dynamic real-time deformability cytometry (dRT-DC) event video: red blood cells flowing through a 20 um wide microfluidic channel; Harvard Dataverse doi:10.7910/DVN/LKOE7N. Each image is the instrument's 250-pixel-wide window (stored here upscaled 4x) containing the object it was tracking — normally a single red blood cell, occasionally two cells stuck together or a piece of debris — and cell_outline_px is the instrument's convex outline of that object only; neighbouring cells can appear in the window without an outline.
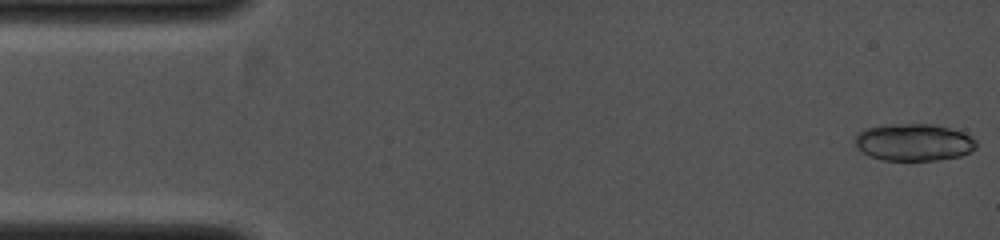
{"species": "common noctule bat (a hibernating species)", "species_latin": "Nyctalus noctula", "temperature_condition": "cold", "stored_images_in_passage": 11, "camera_frame_rate_fps": 4000, "um_per_image_px": 0.085, "animal": {"sex": "female", "body_mass_g": 19.0, "forearm_length_mm": 53.3}, "frame": {"image": 1, "passage_image": 1, "time_ms": 0.0, "image_size_px": [1000, 240], "cell_outline_px": [[976, 148], [960, 156], [936, 160], [884, 160], [868, 156], [856, 144], [856, 136], [860, 132], [868, 128], [888, 124], [932, 124], [948, 128], [960, 132], [976, 140]], "centroid_in_image_um": [77.67, 12.1], "position_along_channel_um": 7.3, "area_um2": 25.78}}
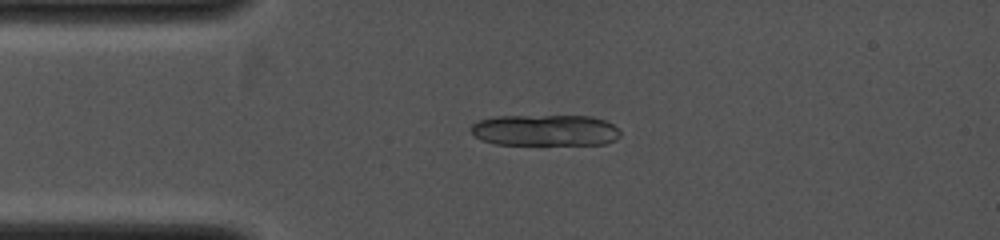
{"frame": {"image": 2, "passage_image": 10, "time_ms": 2.25, "image_size_px": [1000, 240], "cell_outline_px": [[620, 136], [616, 140], [604, 144], [496, 144], [480, 140], [468, 128], [476, 120], [496, 116], [592, 116], [604, 120], [612, 124], [620, 132]], "centroid_in_image_um": [46.3, 11.07], "position_along_channel_um": 38.7, "area_um2": 27.34}}